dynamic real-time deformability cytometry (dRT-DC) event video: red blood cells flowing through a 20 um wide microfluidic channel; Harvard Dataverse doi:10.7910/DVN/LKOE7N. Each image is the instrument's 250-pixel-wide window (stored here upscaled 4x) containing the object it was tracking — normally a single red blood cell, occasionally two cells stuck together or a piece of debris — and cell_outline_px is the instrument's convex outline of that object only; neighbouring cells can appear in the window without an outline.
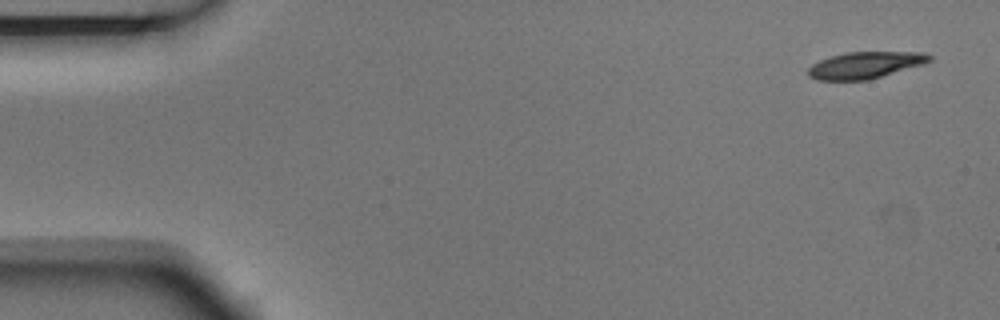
{"species": "Egyptian fruit bat (a non-hibernating species)", "species_latin": "Rousettus aegyptiacus", "temperature_condition": "room temperature", "stored_images_in_passage": 5, "camera_frame_rate_fps": 3000, "um_per_image_px": 0.085, "animal": {"sex": "male"}, "frame": {"image": 1, "passage_image": 1, "time_ms": 0.0, "image_size_px": [1000, 320], "cell_outline_px": [[932, 60], [924, 64], [868, 80], [816, 80], [808, 76], [808, 68], [812, 64], [820, 60], [832, 56], [848, 52], [924, 52], [932, 56]], "centroid_in_image_um": [73.55, 5.53], "position_along_channel_um": 11.4, "area_um2": 18.84}}
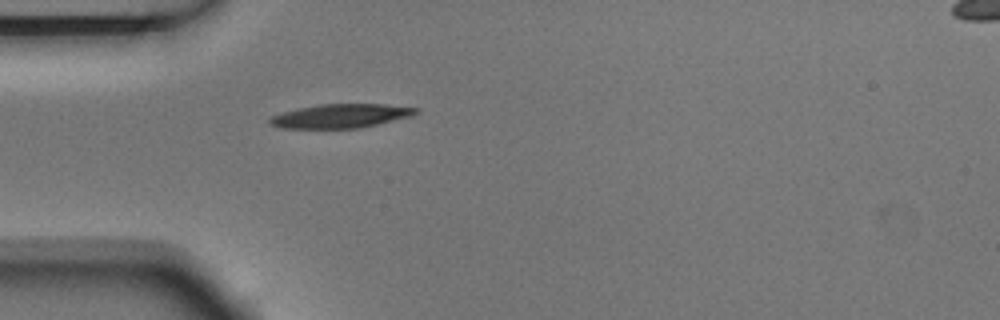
{"frame": {"image": 2, "passage_image": 5, "time_ms": 1.333, "image_size_px": [1000, 320], "cell_outline_px": [[420, 112], [412, 116], [360, 128], [280, 128], [268, 124], [268, 120], [272, 116], [284, 112], [300, 108], [320, 104], [384, 104], [420, 108]], "centroid_in_image_um": [29.0, 9.86], "position_along_channel_um": 56.0, "area_um2": 20.35}}